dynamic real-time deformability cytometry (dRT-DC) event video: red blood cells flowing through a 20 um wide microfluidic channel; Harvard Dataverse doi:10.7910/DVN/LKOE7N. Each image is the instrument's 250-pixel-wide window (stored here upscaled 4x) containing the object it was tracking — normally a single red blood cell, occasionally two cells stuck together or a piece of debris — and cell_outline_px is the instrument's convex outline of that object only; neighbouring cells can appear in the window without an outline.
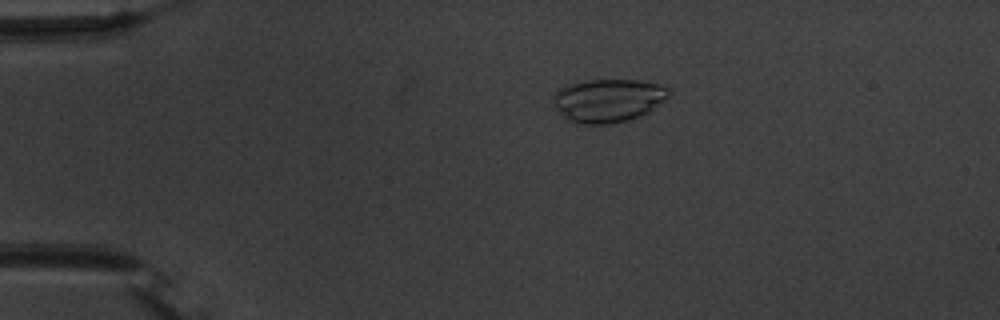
{"species": "common noctule bat (a hibernating species)", "species_latin": "Nyctalus noctula", "temperature_condition": "warm", "stored_images_in_passage": 53, "camera_frame_rate_fps": 3000, "um_per_image_px": 0.085, "animal": {"sex": "male", "body_mass_g": 20.1, "forearm_length_mm": 53.5}, "frame": {"image": 1, "passage_image": 11, "time_ms": 3.333, "image_size_px": [1000, 320], "cell_outline_px": [[668, 96], [664, 100], [648, 112], [628, 120], [608, 124], [580, 124], [568, 120], [556, 108], [552, 100], [552, 96], [560, 88], [568, 84], [588, 80], [636, 80], [660, 84], [668, 88]], "centroid_in_image_um": [51.66, 8.53], "position_along_channel_um": 33.3, "area_um2": 28.96}}
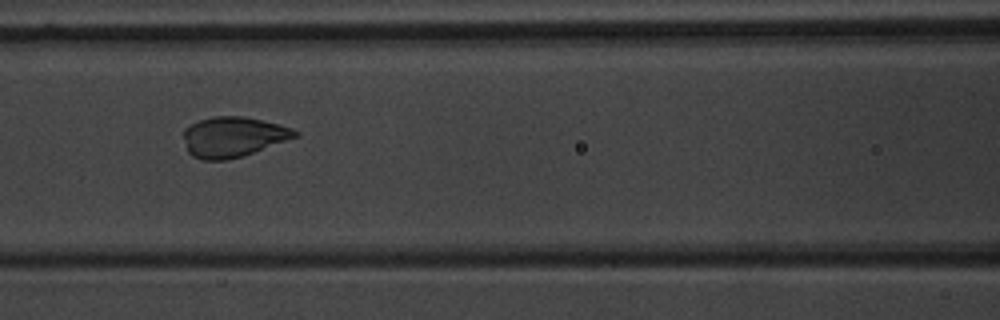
{"frame": {"image": 2, "passage_image": 24, "time_ms": 7.667, "image_size_px": [1000, 320], "cell_outline_px": [[300, 136], [244, 156], [228, 160], [200, 160], [192, 156], [188, 152], [184, 136], [184, 128], [200, 120], [212, 116], [244, 116], [280, 124], [292, 128], [300, 132]], "centroid_in_image_um": [19.86, 11.64], "position_along_channel_um": 146.7, "area_um2": 26.41}}
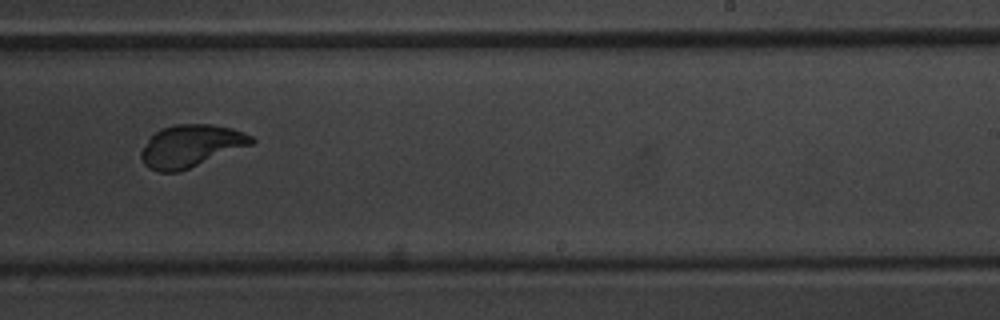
{"frame": {"image": 3, "passage_image": 34, "time_ms": 11.0, "image_size_px": [1000, 320], "cell_outline_px": [[256, 140], [252, 144], [188, 168], [176, 172], [160, 172], [148, 168], [144, 164], [140, 156], [140, 152], [148, 140], [160, 128], [176, 124], [212, 124], [232, 128], [244, 132], [252, 136]], "centroid_in_image_um": [16.21, 12.39], "position_along_channel_um": 272.8, "area_um2": 26.93}, "authors_computed_cell_mechanics": {"area_um2": 27.9174, "velocity_mm_per_s": 3.7848, "shape_relaxation_time_tau1_ms": 0.9827, "shape_relaxation_time_tau2_ms": null, "deformation_change_tau1": 0.0434, "deformation_change_tau2": null}}